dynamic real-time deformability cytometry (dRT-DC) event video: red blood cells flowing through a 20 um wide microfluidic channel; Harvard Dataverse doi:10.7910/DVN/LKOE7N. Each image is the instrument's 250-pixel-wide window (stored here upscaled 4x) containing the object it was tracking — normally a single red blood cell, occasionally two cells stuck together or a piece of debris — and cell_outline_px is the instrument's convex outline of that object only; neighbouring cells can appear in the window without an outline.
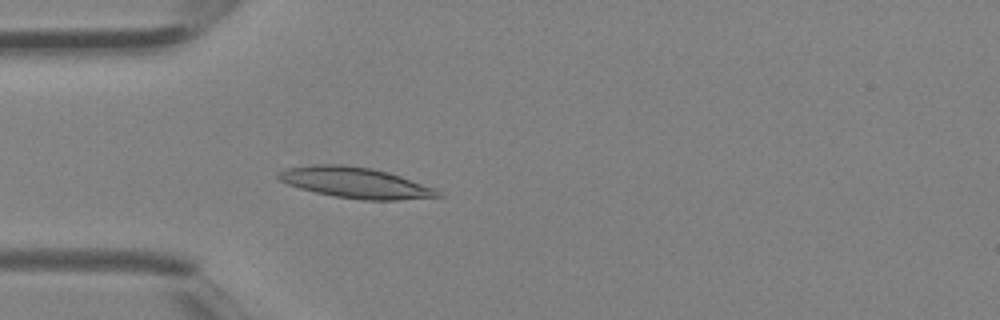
{"species": "Egyptian fruit bat (a non-hibernating species)", "species_latin": "Rousettus aegyptiacus", "temperature_condition": "room temperature", "stored_images_in_passage": 4, "camera_frame_rate_fps": 3000, "um_per_image_px": 0.085, "animal": {"sex": "female"}, "frame": {"image": 1, "passage_image": 4, "time_ms": 1.0, "image_size_px": [1000, 320], "cell_outline_px": [[444, 196], [396, 200], [364, 200], [336, 196], [316, 192], [300, 188], [288, 184], [280, 180], [276, 176], [284, 168], [312, 164], [344, 164], [372, 168], [388, 172], [436, 188]], "centroid_in_image_um": [30.21, 15.51], "position_along_channel_um": 54.8, "area_um2": 28.55}}